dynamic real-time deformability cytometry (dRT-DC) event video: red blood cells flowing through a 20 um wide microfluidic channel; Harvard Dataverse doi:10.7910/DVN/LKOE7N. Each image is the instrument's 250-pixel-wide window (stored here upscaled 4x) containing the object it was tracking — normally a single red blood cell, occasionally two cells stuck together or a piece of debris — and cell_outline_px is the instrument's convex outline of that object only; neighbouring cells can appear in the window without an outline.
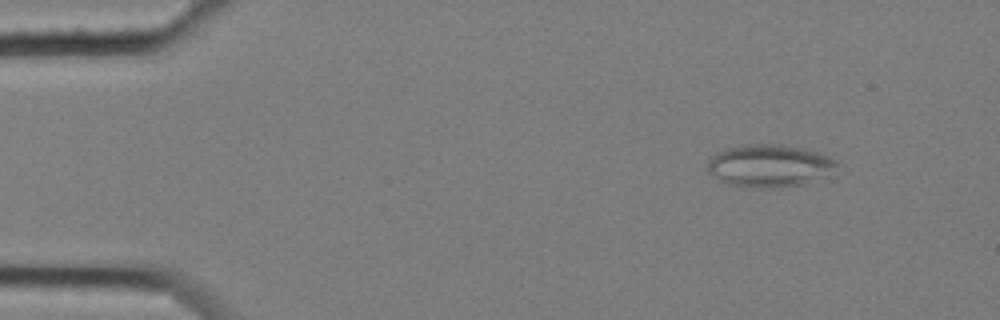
{"species": "common noctule bat (a hibernating species)", "species_latin": "Nyctalus noctula", "temperature_condition": "cold", "stored_images_in_passage": 5, "camera_frame_rate_fps": 3000, "um_per_image_px": 0.085, "animal": {"sex": "female", "body_mass_g": 25.1}, "frame": {"image": 1, "passage_image": 1, "time_ms": 0.0, "image_size_px": [1000, 320], "cell_outline_px": [[840, 164], [836, 176], [804, 184], [776, 188], [748, 188], [728, 184], [720, 180], [708, 172], [708, 160], [716, 152], [728, 148], [744, 144], [780, 144], [804, 148], [840, 160]], "centroid_in_image_um": [65.53, 14.11], "position_along_channel_um": 19.5, "area_um2": 33.12}}